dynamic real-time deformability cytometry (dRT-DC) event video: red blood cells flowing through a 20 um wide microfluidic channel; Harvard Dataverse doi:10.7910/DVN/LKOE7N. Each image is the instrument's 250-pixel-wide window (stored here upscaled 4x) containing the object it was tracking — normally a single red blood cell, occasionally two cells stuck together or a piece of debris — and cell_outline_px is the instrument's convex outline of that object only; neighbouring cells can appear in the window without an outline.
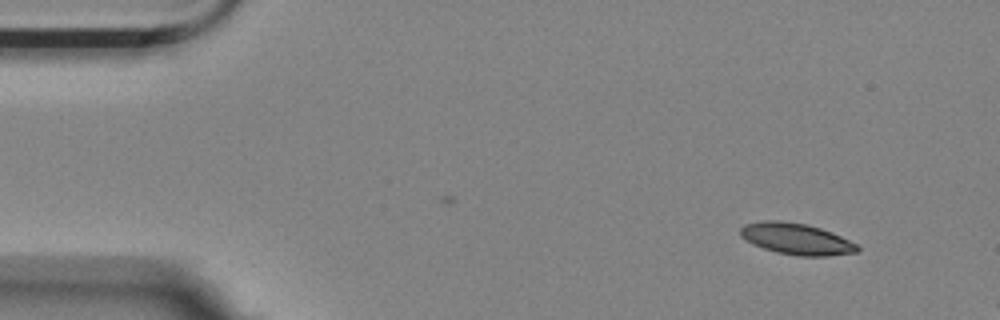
{"species": "Egyptian fruit bat (a non-hibernating species)", "species_latin": "Rousettus aegyptiacus", "temperature_condition": "room temperature", "stored_images_in_passage": 3, "camera_frame_rate_fps": 3000, "um_per_image_px": 0.085, "animal": {"sex": "female"}, "frame": {"image": 1, "passage_image": 1, "time_ms": 0.0, "image_size_px": [1000, 320], "cell_outline_px": [[860, 248], [856, 252], [828, 256], [800, 256], [776, 252], [752, 244], [740, 236], [740, 228], [744, 224], [760, 220], [780, 220], [804, 224], [820, 228], [832, 232], [856, 244]], "centroid_in_image_um": [67.65, 20.3], "position_along_channel_um": 17.4, "area_um2": 21.33}}